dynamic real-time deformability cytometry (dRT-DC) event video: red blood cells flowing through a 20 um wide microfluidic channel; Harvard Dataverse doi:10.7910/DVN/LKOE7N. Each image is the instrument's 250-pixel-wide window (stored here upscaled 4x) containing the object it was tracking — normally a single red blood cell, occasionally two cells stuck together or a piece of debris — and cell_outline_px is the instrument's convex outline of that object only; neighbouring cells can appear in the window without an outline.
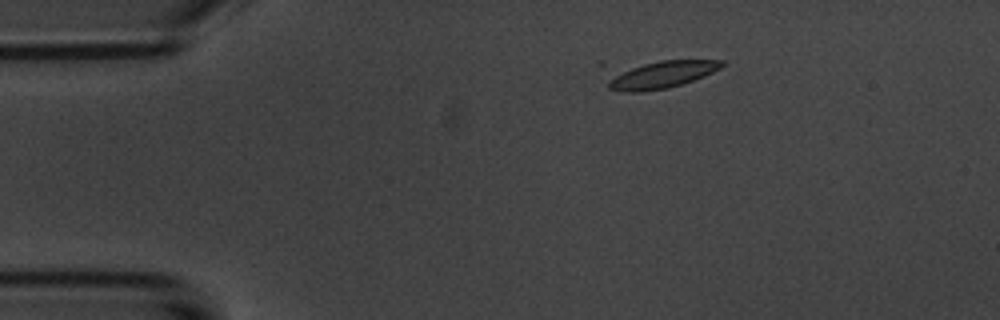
{"species": "common noctule bat (a hibernating species)", "species_latin": "Nyctalus noctula", "temperature_condition": "room temperature", "stored_images_in_passage": 4, "camera_frame_rate_fps": 3000, "um_per_image_px": 0.085, "animal": {"sex": "male", "body_mass_g": 20.1, "forearm_length_mm": 53.5}, "frame": {"image": 1, "passage_image": 2, "time_ms": 1.333, "image_size_px": [1000, 320], "cell_outline_px": [[728, 64], [704, 76], [668, 88], [640, 92], [620, 92], [608, 88], [608, 84], [612, 72], [660, 60], [724, 60]], "centroid_in_image_um": [56.22, 6.35], "position_along_channel_um": 28.8, "area_um2": 18.09}}